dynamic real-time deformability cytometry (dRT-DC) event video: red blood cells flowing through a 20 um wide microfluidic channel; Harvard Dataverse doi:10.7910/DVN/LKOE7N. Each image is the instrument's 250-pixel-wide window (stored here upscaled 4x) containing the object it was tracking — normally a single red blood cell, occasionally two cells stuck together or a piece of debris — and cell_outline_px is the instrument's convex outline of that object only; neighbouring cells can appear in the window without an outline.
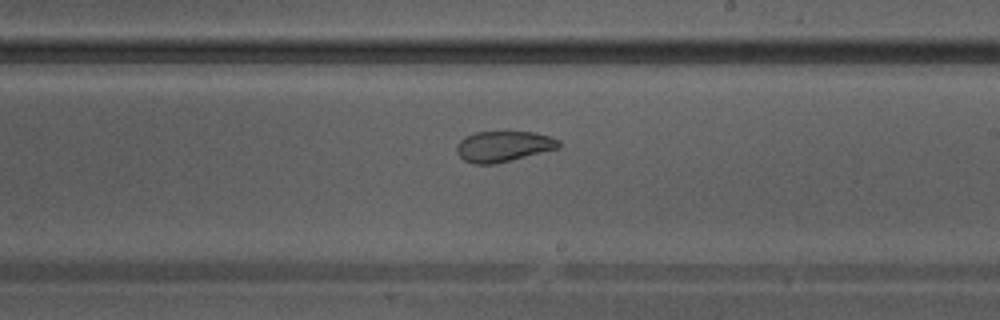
{"species": "Egyptian fruit bat (a non-hibernating species)", "species_latin": "Rousettus aegyptiacus", "temperature_condition": "warm", "stored_images_in_passage": 29, "camera_frame_rate_fps": 3000, "um_per_image_px": 0.085, "animal": {"sex": "male"}, "frame": {"image": 1, "passage_image": 13, "time_ms": 4.0, "image_size_px": [1000, 320], "cell_outline_px": [[560, 148], [496, 164], [476, 164], [464, 160], [456, 152], [456, 144], [464, 136], [476, 132], [536, 132], [560, 140]], "centroid_in_image_um": [42.79, 12.44], "position_along_channel_um": 246.2, "area_um2": 18.38}}
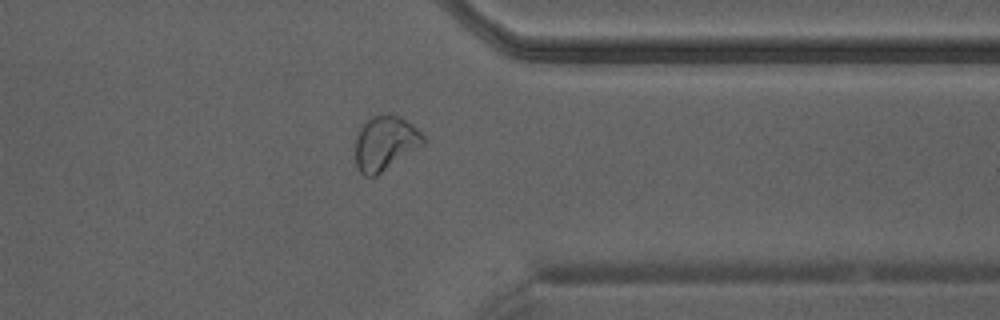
{"frame": {"image": 2, "passage_image": 21, "time_ms": 6.667, "image_size_px": [1000, 320], "cell_outline_px": [[424, 144], [376, 176], [364, 176], [356, 168], [356, 136], [360, 128], [372, 116], [400, 116], [412, 124], [424, 136]], "centroid_in_image_um": [32.73, 12.2], "position_along_channel_um": 378.7, "area_um2": 21.15}}